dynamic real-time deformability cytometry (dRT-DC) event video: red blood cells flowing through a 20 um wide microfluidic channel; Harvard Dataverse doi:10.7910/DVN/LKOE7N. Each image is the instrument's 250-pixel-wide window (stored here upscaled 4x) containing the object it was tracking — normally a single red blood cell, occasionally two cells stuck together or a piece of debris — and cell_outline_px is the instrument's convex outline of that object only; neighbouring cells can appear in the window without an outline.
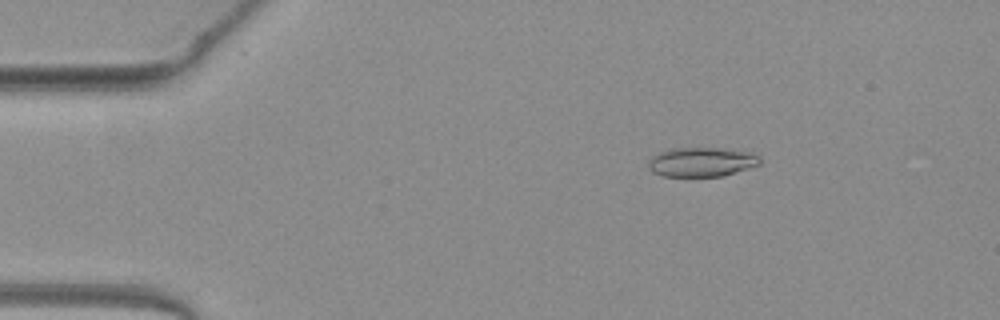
{"species": "common noctule bat (a hibernating species)", "species_latin": "Nyctalus noctula", "temperature_condition": "warm", "stored_images_in_passage": 39, "camera_frame_rate_fps": 3000, "um_per_image_px": 0.085, "animal": {"sex": "female", "body_mass_g": 19.3, "forearm_length_mm": 54.1}, "frame": {"image": 1, "passage_image": 3, "time_ms": 0.667, "image_size_px": [1000, 320], "cell_outline_px": [[760, 164], [724, 176], [664, 176], [652, 172], [648, 168], [648, 160], [652, 156], [660, 152], [672, 148], [720, 148], [748, 152], [760, 156]], "centroid_in_image_um": [59.61, 13.77], "position_along_channel_um": 25.4, "area_um2": 19.02}}
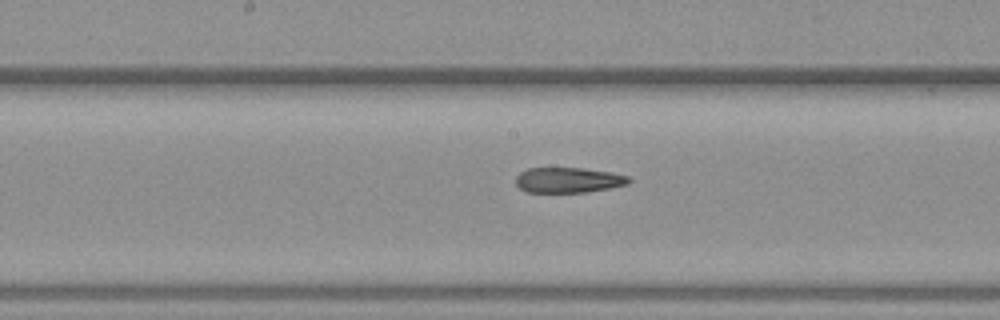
{"frame": {"image": 2, "passage_image": 21, "time_ms": 6.667, "image_size_px": [1000, 320], "cell_outline_px": [[632, 180], [628, 184], [608, 188], [584, 192], [528, 192], [520, 188], [516, 184], [516, 176], [520, 172], [528, 168], [584, 168], [612, 172], [628, 176]], "centroid_in_image_um": [48.31, 15.3], "position_along_channel_um": 199.9, "area_um2": 16.65}}
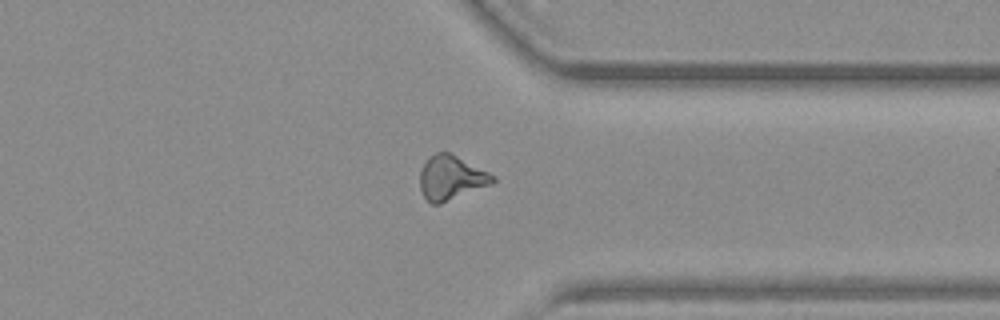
{"frame": {"image": 3, "passage_image": 34, "time_ms": 11.0, "image_size_px": [1000, 320], "cell_outline_px": [[496, 180], [492, 184], [440, 204], [432, 204], [424, 196], [420, 188], [420, 168], [428, 156], [436, 152], [448, 152], [496, 176]], "centroid_in_image_um": [38.32, 15.11], "position_along_channel_um": 373.1, "area_um2": 18.73}, "authors_computed_cell_mechanics": {"area_um2": 17.8024, "velocity_mm_per_s": 4.0697, "shape_relaxation_time_tau1_ms": null, "shape_relaxation_time_tau2_ms": 10.2878, "deformation_change_tau1": null, "deformation_change_tau2": 0.2717}}